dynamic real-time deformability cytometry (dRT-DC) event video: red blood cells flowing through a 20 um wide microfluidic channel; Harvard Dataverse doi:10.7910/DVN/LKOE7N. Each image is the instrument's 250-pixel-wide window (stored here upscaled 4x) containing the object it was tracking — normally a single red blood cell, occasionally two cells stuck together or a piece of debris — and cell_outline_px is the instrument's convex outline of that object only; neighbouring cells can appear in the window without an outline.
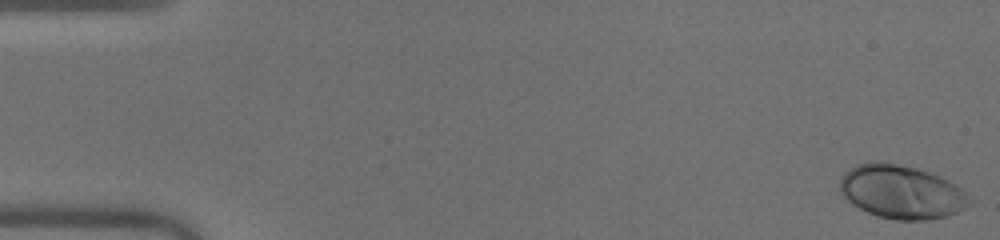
{"species": "human", "species_latin": "Homo sapiens", "temperature_condition": "warm", "stored_images_in_passage": 50, "camera_frame_rate_fps": 3000, "um_per_image_px": 0.085, "donor": {"sex": "male"}, "frame": {"image": 1, "passage_image": 1, "time_ms": 0.0, "image_size_px": [1000, 240], "cell_outline_px": [[972, 204], [956, 212], [944, 216], [924, 220], [896, 220], [876, 216], [852, 204], [840, 192], [840, 176], [844, 172], [856, 164], [872, 160], [884, 160], [916, 168], [940, 176], [948, 180], [960, 188], [972, 200]], "centroid_in_image_um": [76.58, 16.28], "position_along_channel_um": 8.4, "area_um2": 40.69}}
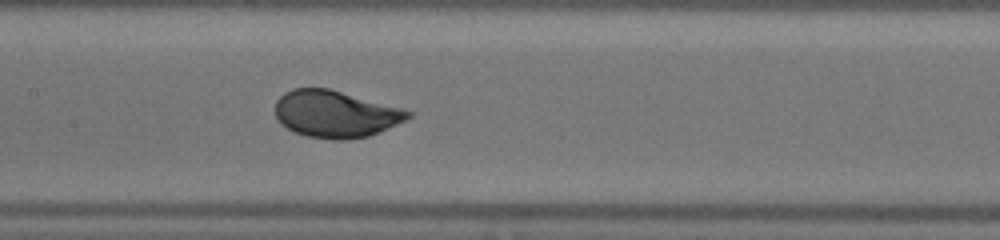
{"frame": {"image": 2, "passage_image": 25, "time_ms": 8.0, "image_size_px": [1000, 240], "cell_outline_px": [[412, 116], [408, 120], [368, 136], [344, 140], [332, 140], [308, 136], [296, 132], [280, 124], [276, 116], [276, 100], [284, 92], [292, 88], [328, 88], [400, 108], [412, 112]], "centroid_in_image_um": [28.5, 9.69], "position_along_channel_um": 178.9, "area_um2": 36.13}}
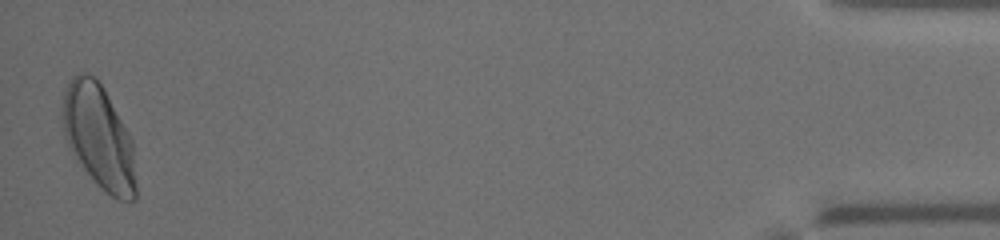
{"frame": {"image": 3, "passage_image": 50, "time_ms": 16.333, "image_size_px": [1000, 240], "cell_outline_px": [[136, 200], [116, 200], [100, 188], [96, 184], [68, 148], [64, 136], [60, 116], [60, 112], [64, 92], [72, 76], [80, 72], [88, 72], [96, 76], [128, 132], [132, 140], [136, 184]], "centroid_in_image_um": [8.36, 11.63], "position_along_channel_um": 426.8, "area_um2": 44.85}, "authors_computed_cell_mechanics": {"area_um2": 37.3388, "velocity_mm_per_s": 4.0563, "shape_relaxation_time_tau1_ms": 2.3154, "shape_relaxation_time_tau2_ms": null, "deformation_change_tau1": 0.153, "deformation_change_tau2": null}}